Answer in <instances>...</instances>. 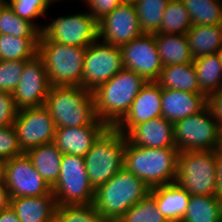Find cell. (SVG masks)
Masks as SVG:
<instances>
[{
	"label": "cell",
	"instance_id": "cell-27",
	"mask_svg": "<svg viewBox=\"0 0 222 222\" xmlns=\"http://www.w3.org/2000/svg\"><path fill=\"white\" fill-rule=\"evenodd\" d=\"M193 64L200 91L206 97L222 88V60L219 53L195 58Z\"/></svg>",
	"mask_w": 222,
	"mask_h": 222
},
{
	"label": "cell",
	"instance_id": "cell-39",
	"mask_svg": "<svg viewBox=\"0 0 222 222\" xmlns=\"http://www.w3.org/2000/svg\"><path fill=\"white\" fill-rule=\"evenodd\" d=\"M17 113L12 93L0 91V127L13 125Z\"/></svg>",
	"mask_w": 222,
	"mask_h": 222
},
{
	"label": "cell",
	"instance_id": "cell-41",
	"mask_svg": "<svg viewBox=\"0 0 222 222\" xmlns=\"http://www.w3.org/2000/svg\"><path fill=\"white\" fill-rule=\"evenodd\" d=\"M207 107L222 130V88L207 96Z\"/></svg>",
	"mask_w": 222,
	"mask_h": 222
},
{
	"label": "cell",
	"instance_id": "cell-26",
	"mask_svg": "<svg viewBox=\"0 0 222 222\" xmlns=\"http://www.w3.org/2000/svg\"><path fill=\"white\" fill-rule=\"evenodd\" d=\"M163 66L179 65L194 61L186 34L154 33Z\"/></svg>",
	"mask_w": 222,
	"mask_h": 222
},
{
	"label": "cell",
	"instance_id": "cell-14",
	"mask_svg": "<svg viewBox=\"0 0 222 222\" xmlns=\"http://www.w3.org/2000/svg\"><path fill=\"white\" fill-rule=\"evenodd\" d=\"M143 34L134 4L121 3L98 21V39L119 48Z\"/></svg>",
	"mask_w": 222,
	"mask_h": 222
},
{
	"label": "cell",
	"instance_id": "cell-36",
	"mask_svg": "<svg viewBox=\"0 0 222 222\" xmlns=\"http://www.w3.org/2000/svg\"><path fill=\"white\" fill-rule=\"evenodd\" d=\"M14 13L22 19L33 23L41 32L45 25L36 22L39 17H45L51 2L49 0H5Z\"/></svg>",
	"mask_w": 222,
	"mask_h": 222
},
{
	"label": "cell",
	"instance_id": "cell-20",
	"mask_svg": "<svg viewBox=\"0 0 222 222\" xmlns=\"http://www.w3.org/2000/svg\"><path fill=\"white\" fill-rule=\"evenodd\" d=\"M162 117L171 122L199 113L207 106V97L187 91L162 88Z\"/></svg>",
	"mask_w": 222,
	"mask_h": 222
},
{
	"label": "cell",
	"instance_id": "cell-44",
	"mask_svg": "<svg viewBox=\"0 0 222 222\" xmlns=\"http://www.w3.org/2000/svg\"><path fill=\"white\" fill-rule=\"evenodd\" d=\"M10 204V197L5 184H0V210Z\"/></svg>",
	"mask_w": 222,
	"mask_h": 222
},
{
	"label": "cell",
	"instance_id": "cell-1",
	"mask_svg": "<svg viewBox=\"0 0 222 222\" xmlns=\"http://www.w3.org/2000/svg\"><path fill=\"white\" fill-rule=\"evenodd\" d=\"M136 72L123 68L109 81L92 91L97 118L114 127L128 112L133 100L146 84Z\"/></svg>",
	"mask_w": 222,
	"mask_h": 222
},
{
	"label": "cell",
	"instance_id": "cell-21",
	"mask_svg": "<svg viewBox=\"0 0 222 222\" xmlns=\"http://www.w3.org/2000/svg\"><path fill=\"white\" fill-rule=\"evenodd\" d=\"M20 222H55L57 202L53 193L38 197L10 198Z\"/></svg>",
	"mask_w": 222,
	"mask_h": 222
},
{
	"label": "cell",
	"instance_id": "cell-9",
	"mask_svg": "<svg viewBox=\"0 0 222 222\" xmlns=\"http://www.w3.org/2000/svg\"><path fill=\"white\" fill-rule=\"evenodd\" d=\"M52 193L58 206L93 204L95 189L89 181L84 157L63 154Z\"/></svg>",
	"mask_w": 222,
	"mask_h": 222
},
{
	"label": "cell",
	"instance_id": "cell-5",
	"mask_svg": "<svg viewBox=\"0 0 222 222\" xmlns=\"http://www.w3.org/2000/svg\"><path fill=\"white\" fill-rule=\"evenodd\" d=\"M86 47L50 41L42 32L38 56L44 63L51 86H82Z\"/></svg>",
	"mask_w": 222,
	"mask_h": 222
},
{
	"label": "cell",
	"instance_id": "cell-28",
	"mask_svg": "<svg viewBox=\"0 0 222 222\" xmlns=\"http://www.w3.org/2000/svg\"><path fill=\"white\" fill-rule=\"evenodd\" d=\"M181 222H222V199L217 195H191Z\"/></svg>",
	"mask_w": 222,
	"mask_h": 222
},
{
	"label": "cell",
	"instance_id": "cell-15",
	"mask_svg": "<svg viewBox=\"0 0 222 222\" xmlns=\"http://www.w3.org/2000/svg\"><path fill=\"white\" fill-rule=\"evenodd\" d=\"M123 66L146 81H156L163 68L153 34L144 33L121 47Z\"/></svg>",
	"mask_w": 222,
	"mask_h": 222
},
{
	"label": "cell",
	"instance_id": "cell-37",
	"mask_svg": "<svg viewBox=\"0 0 222 222\" xmlns=\"http://www.w3.org/2000/svg\"><path fill=\"white\" fill-rule=\"evenodd\" d=\"M25 62L24 60H0V91L12 93L15 90Z\"/></svg>",
	"mask_w": 222,
	"mask_h": 222
},
{
	"label": "cell",
	"instance_id": "cell-19",
	"mask_svg": "<svg viewBox=\"0 0 222 222\" xmlns=\"http://www.w3.org/2000/svg\"><path fill=\"white\" fill-rule=\"evenodd\" d=\"M107 128V125L56 128L54 143L63 154L84 157Z\"/></svg>",
	"mask_w": 222,
	"mask_h": 222
},
{
	"label": "cell",
	"instance_id": "cell-11",
	"mask_svg": "<svg viewBox=\"0 0 222 222\" xmlns=\"http://www.w3.org/2000/svg\"><path fill=\"white\" fill-rule=\"evenodd\" d=\"M42 33L50 41L87 47L98 39V22L88 11L78 12L53 18L49 24L45 23Z\"/></svg>",
	"mask_w": 222,
	"mask_h": 222
},
{
	"label": "cell",
	"instance_id": "cell-2",
	"mask_svg": "<svg viewBox=\"0 0 222 222\" xmlns=\"http://www.w3.org/2000/svg\"><path fill=\"white\" fill-rule=\"evenodd\" d=\"M44 106L56 128L106 125L96 116L92 92L82 86H50Z\"/></svg>",
	"mask_w": 222,
	"mask_h": 222
},
{
	"label": "cell",
	"instance_id": "cell-25",
	"mask_svg": "<svg viewBox=\"0 0 222 222\" xmlns=\"http://www.w3.org/2000/svg\"><path fill=\"white\" fill-rule=\"evenodd\" d=\"M34 168L52 187L59 178L63 153L54 142L42 144L26 152Z\"/></svg>",
	"mask_w": 222,
	"mask_h": 222
},
{
	"label": "cell",
	"instance_id": "cell-45",
	"mask_svg": "<svg viewBox=\"0 0 222 222\" xmlns=\"http://www.w3.org/2000/svg\"><path fill=\"white\" fill-rule=\"evenodd\" d=\"M6 160L0 158V184H5Z\"/></svg>",
	"mask_w": 222,
	"mask_h": 222
},
{
	"label": "cell",
	"instance_id": "cell-47",
	"mask_svg": "<svg viewBox=\"0 0 222 222\" xmlns=\"http://www.w3.org/2000/svg\"><path fill=\"white\" fill-rule=\"evenodd\" d=\"M49 1L52 3V5L54 2H57V1L60 2L59 0H49Z\"/></svg>",
	"mask_w": 222,
	"mask_h": 222
},
{
	"label": "cell",
	"instance_id": "cell-32",
	"mask_svg": "<svg viewBox=\"0 0 222 222\" xmlns=\"http://www.w3.org/2000/svg\"><path fill=\"white\" fill-rule=\"evenodd\" d=\"M192 26L189 12L181 0H169L163 13L160 29L156 33L186 34Z\"/></svg>",
	"mask_w": 222,
	"mask_h": 222
},
{
	"label": "cell",
	"instance_id": "cell-8",
	"mask_svg": "<svg viewBox=\"0 0 222 222\" xmlns=\"http://www.w3.org/2000/svg\"><path fill=\"white\" fill-rule=\"evenodd\" d=\"M173 129L179 152L212 151L222 147V130L207 106L197 114L174 122Z\"/></svg>",
	"mask_w": 222,
	"mask_h": 222
},
{
	"label": "cell",
	"instance_id": "cell-4",
	"mask_svg": "<svg viewBox=\"0 0 222 222\" xmlns=\"http://www.w3.org/2000/svg\"><path fill=\"white\" fill-rule=\"evenodd\" d=\"M177 148H147L135 146L126 139L124 168L143 180L149 187L175 182Z\"/></svg>",
	"mask_w": 222,
	"mask_h": 222
},
{
	"label": "cell",
	"instance_id": "cell-29",
	"mask_svg": "<svg viewBox=\"0 0 222 222\" xmlns=\"http://www.w3.org/2000/svg\"><path fill=\"white\" fill-rule=\"evenodd\" d=\"M39 38H17L0 34V60H24L34 58L38 53Z\"/></svg>",
	"mask_w": 222,
	"mask_h": 222
},
{
	"label": "cell",
	"instance_id": "cell-30",
	"mask_svg": "<svg viewBox=\"0 0 222 222\" xmlns=\"http://www.w3.org/2000/svg\"><path fill=\"white\" fill-rule=\"evenodd\" d=\"M0 34L17 38H40L41 31L30 21L17 16L4 2L0 7Z\"/></svg>",
	"mask_w": 222,
	"mask_h": 222
},
{
	"label": "cell",
	"instance_id": "cell-12",
	"mask_svg": "<svg viewBox=\"0 0 222 222\" xmlns=\"http://www.w3.org/2000/svg\"><path fill=\"white\" fill-rule=\"evenodd\" d=\"M13 126L23 153L39 145L54 142L56 127L44 105L18 110Z\"/></svg>",
	"mask_w": 222,
	"mask_h": 222
},
{
	"label": "cell",
	"instance_id": "cell-38",
	"mask_svg": "<svg viewBox=\"0 0 222 222\" xmlns=\"http://www.w3.org/2000/svg\"><path fill=\"white\" fill-rule=\"evenodd\" d=\"M22 154L14 126L0 127V158L9 160Z\"/></svg>",
	"mask_w": 222,
	"mask_h": 222
},
{
	"label": "cell",
	"instance_id": "cell-48",
	"mask_svg": "<svg viewBox=\"0 0 222 222\" xmlns=\"http://www.w3.org/2000/svg\"><path fill=\"white\" fill-rule=\"evenodd\" d=\"M5 2V0H0V7Z\"/></svg>",
	"mask_w": 222,
	"mask_h": 222
},
{
	"label": "cell",
	"instance_id": "cell-31",
	"mask_svg": "<svg viewBox=\"0 0 222 222\" xmlns=\"http://www.w3.org/2000/svg\"><path fill=\"white\" fill-rule=\"evenodd\" d=\"M192 25L222 24V0H181Z\"/></svg>",
	"mask_w": 222,
	"mask_h": 222
},
{
	"label": "cell",
	"instance_id": "cell-3",
	"mask_svg": "<svg viewBox=\"0 0 222 222\" xmlns=\"http://www.w3.org/2000/svg\"><path fill=\"white\" fill-rule=\"evenodd\" d=\"M150 187L125 168L119 170L94 192V208L109 222L120 219L124 213L144 199Z\"/></svg>",
	"mask_w": 222,
	"mask_h": 222
},
{
	"label": "cell",
	"instance_id": "cell-16",
	"mask_svg": "<svg viewBox=\"0 0 222 222\" xmlns=\"http://www.w3.org/2000/svg\"><path fill=\"white\" fill-rule=\"evenodd\" d=\"M50 86L44 63L37 54L25 62L20 81L12 92L18 110L43 106Z\"/></svg>",
	"mask_w": 222,
	"mask_h": 222
},
{
	"label": "cell",
	"instance_id": "cell-7",
	"mask_svg": "<svg viewBox=\"0 0 222 222\" xmlns=\"http://www.w3.org/2000/svg\"><path fill=\"white\" fill-rule=\"evenodd\" d=\"M175 182L190 195H217L216 150L179 152Z\"/></svg>",
	"mask_w": 222,
	"mask_h": 222
},
{
	"label": "cell",
	"instance_id": "cell-23",
	"mask_svg": "<svg viewBox=\"0 0 222 222\" xmlns=\"http://www.w3.org/2000/svg\"><path fill=\"white\" fill-rule=\"evenodd\" d=\"M186 36L194 59L219 53L222 49V24L192 25Z\"/></svg>",
	"mask_w": 222,
	"mask_h": 222
},
{
	"label": "cell",
	"instance_id": "cell-13",
	"mask_svg": "<svg viewBox=\"0 0 222 222\" xmlns=\"http://www.w3.org/2000/svg\"><path fill=\"white\" fill-rule=\"evenodd\" d=\"M5 186L9 197H38L52 192V187L34 168L26 153L6 160Z\"/></svg>",
	"mask_w": 222,
	"mask_h": 222
},
{
	"label": "cell",
	"instance_id": "cell-17",
	"mask_svg": "<svg viewBox=\"0 0 222 222\" xmlns=\"http://www.w3.org/2000/svg\"><path fill=\"white\" fill-rule=\"evenodd\" d=\"M161 94L162 88L155 81H147L114 128L126 135L135 125L161 117Z\"/></svg>",
	"mask_w": 222,
	"mask_h": 222
},
{
	"label": "cell",
	"instance_id": "cell-33",
	"mask_svg": "<svg viewBox=\"0 0 222 222\" xmlns=\"http://www.w3.org/2000/svg\"><path fill=\"white\" fill-rule=\"evenodd\" d=\"M169 0H138L134 6L143 33H156L161 26L163 13Z\"/></svg>",
	"mask_w": 222,
	"mask_h": 222
},
{
	"label": "cell",
	"instance_id": "cell-35",
	"mask_svg": "<svg viewBox=\"0 0 222 222\" xmlns=\"http://www.w3.org/2000/svg\"><path fill=\"white\" fill-rule=\"evenodd\" d=\"M55 222H109L93 204L57 206Z\"/></svg>",
	"mask_w": 222,
	"mask_h": 222
},
{
	"label": "cell",
	"instance_id": "cell-42",
	"mask_svg": "<svg viewBox=\"0 0 222 222\" xmlns=\"http://www.w3.org/2000/svg\"><path fill=\"white\" fill-rule=\"evenodd\" d=\"M217 196L222 199V147L216 150Z\"/></svg>",
	"mask_w": 222,
	"mask_h": 222
},
{
	"label": "cell",
	"instance_id": "cell-6",
	"mask_svg": "<svg viewBox=\"0 0 222 222\" xmlns=\"http://www.w3.org/2000/svg\"><path fill=\"white\" fill-rule=\"evenodd\" d=\"M126 136L108 127L84 156L86 172L94 189L124 168Z\"/></svg>",
	"mask_w": 222,
	"mask_h": 222
},
{
	"label": "cell",
	"instance_id": "cell-46",
	"mask_svg": "<svg viewBox=\"0 0 222 222\" xmlns=\"http://www.w3.org/2000/svg\"><path fill=\"white\" fill-rule=\"evenodd\" d=\"M138 0H121L122 3L135 4Z\"/></svg>",
	"mask_w": 222,
	"mask_h": 222
},
{
	"label": "cell",
	"instance_id": "cell-22",
	"mask_svg": "<svg viewBox=\"0 0 222 222\" xmlns=\"http://www.w3.org/2000/svg\"><path fill=\"white\" fill-rule=\"evenodd\" d=\"M157 208L169 222H181L186 214L190 194L176 182L150 189Z\"/></svg>",
	"mask_w": 222,
	"mask_h": 222
},
{
	"label": "cell",
	"instance_id": "cell-43",
	"mask_svg": "<svg viewBox=\"0 0 222 222\" xmlns=\"http://www.w3.org/2000/svg\"><path fill=\"white\" fill-rule=\"evenodd\" d=\"M0 222H20L15 211L9 205L0 210Z\"/></svg>",
	"mask_w": 222,
	"mask_h": 222
},
{
	"label": "cell",
	"instance_id": "cell-49",
	"mask_svg": "<svg viewBox=\"0 0 222 222\" xmlns=\"http://www.w3.org/2000/svg\"><path fill=\"white\" fill-rule=\"evenodd\" d=\"M219 54H220L221 60H222V49L219 51Z\"/></svg>",
	"mask_w": 222,
	"mask_h": 222
},
{
	"label": "cell",
	"instance_id": "cell-50",
	"mask_svg": "<svg viewBox=\"0 0 222 222\" xmlns=\"http://www.w3.org/2000/svg\"><path fill=\"white\" fill-rule=\"evenodd\" d=\"M112 222H122L120 219H118V220H115V221H112Z\"/></svg>",
	"mask_w": 222,
	"mask_h": 222
},
{
	"label": "cell",
	"instance_id": "cell-18",
	"mask_svg": "<svg viewBox=\"0 0 222 222\" xmlns=\"http://www.w3.org/2000/svg\"><path fill=\"white\" fill-rule=\"evenodd\" d=\"M129 143L147 148H176L173 122L161 117L135 125L126 135Z\"/></svg>",
	"mask_w": 222,
	"mask_h": 222
},
{
	"label": "cell",
	"instance_id": "cell-34",
	"mask_svg": "<svg viewBox=\"0 0 222 222\" xmlns=\"http://www.w3.org/2000/svg\"><path fill=\"white\" fill-rule=\"evenodd\" d=\"M120 220L122 222H169L159 211L155 199L150 194L130 207Z\"/></svg>",
	"mask_w": 222,
	"mask_h": 222
},
{
	"label": "cell",
	"instance_id": "cell-10",
	"mask_svg": "<svg viewBox=\"0 0 222 222\" xmlns=\"http://www.w3.org/2000/svg\"><path fill=\"white\" fill-rule=\"evenodd\" d=\"M123 68L121 48L97 39L86 47L82 87L92 92Z\"/></svg>",
	"mask_w": 222,
	"mask_h": 222
},
{
	"label": "cell",
	"instance_id": "cell-40",
	"mask_svg": "<svg viewBox=\"0 0 222 222\" xmlns=\"http://www.w3.org/2000/svg\"><path fill=\"white\" fill-rule=\"evenodd\" d=\"M89 14L98 22L112 12L122 2L121 0H83Z\"/></svg>",
	"mask_w": 222,
	"mask_h": 222
},
{
	"label": "cell",
	"instance_id": "cell-24",
	"mask_svg": "<svg viewBox=\"0 0 222 222\" xmlns=\"http://www.w3.org/2000/svg\"><path fill=\"white\" fill-rule=\"evenodd\" d=\"M155 82L161 88L203 94L200 91L193 62L163 66Z\"/></svg>",
	"mask_w": 222,
	"mask_h": 222
}]
</instances>
